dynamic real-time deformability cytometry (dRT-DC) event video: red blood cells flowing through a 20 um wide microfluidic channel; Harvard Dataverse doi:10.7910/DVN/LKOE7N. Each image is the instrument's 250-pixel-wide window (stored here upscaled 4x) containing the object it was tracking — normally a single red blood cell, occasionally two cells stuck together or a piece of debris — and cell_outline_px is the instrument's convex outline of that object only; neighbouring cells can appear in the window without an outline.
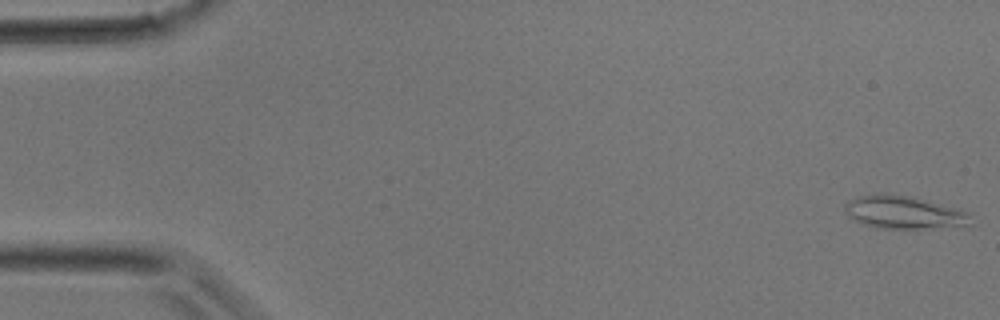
{"species": "common noctule bat (a hibernating species)", "species_latin": "Nyctalus noctula", "temperature_condition": "room temperature", "stored_images_in_passage": 35, "camera_frame_rate_fps": 3000, "um_per_image_px": 0.085, "animal": {"sex": "male", "body_mass_g": 17.9}, "frame": {"image": 1, "passage_image": 1, "time_ms": 0.0, "image_size_px": [1000, 320], "cell_outline_px": [[972, 224], [924, 228], [876, 228], [852, 220], [848, 216], [844, 208], [844, 204], [848, 200], [860, 196], [876, 192], [888, 192], [912, 196], [960, 208], [968, 212]], "centroid_in_image_um": [76.78, 18.01], "position_along_channel_um": 8.2, "area_um2": 24.51}}
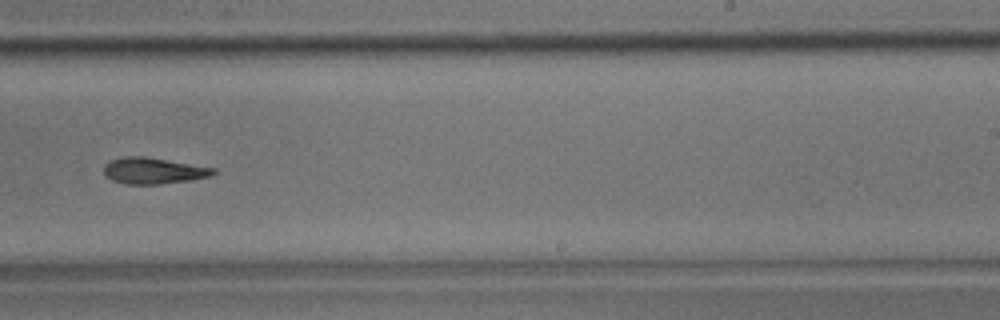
{"frame": {"image": 2, "passage_image": 22, "time_ms": 7.0, "image_size_px": [1000, 320], "cell_outline_px": [[216, 172], [212, 176], [192, 180], [160, 184], [124, 184], [112, 180], [104, 176], [104, 164], [112, 160], [124, 156], [144, 156], [216, 168]], "centroid_in_image_um": [13.04, 14.52], "position_along_channel_um": 276.0, "area_um2": 16.88}}
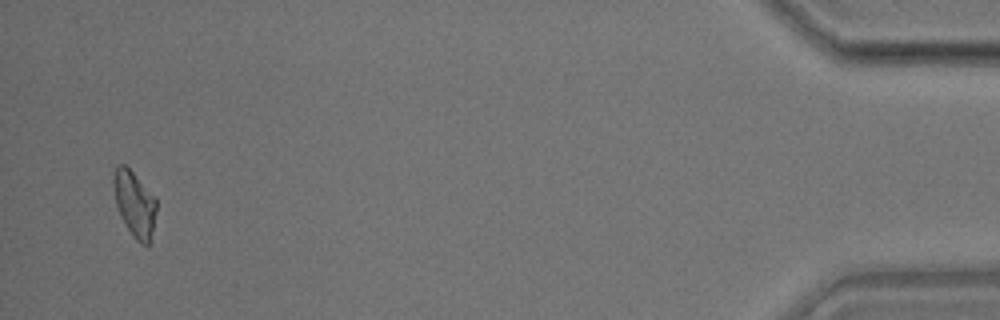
{"frame": {"image": 3, "passage_image": 34, "time_ms": 11.0, "image_size_px": [1000, 320], "cell_outline_px": [[156, 212], [148, 244], [140, 244], [136, 240], [120, 216], [116, 204], [112, 184], [112, 176], [116, 164], [124, 164], [132, 172], [156, 200]], "centroid_in_image_um": [11.38, 17.29], "position_along_channel_um": 423.8, "area_um2": 15.95}}